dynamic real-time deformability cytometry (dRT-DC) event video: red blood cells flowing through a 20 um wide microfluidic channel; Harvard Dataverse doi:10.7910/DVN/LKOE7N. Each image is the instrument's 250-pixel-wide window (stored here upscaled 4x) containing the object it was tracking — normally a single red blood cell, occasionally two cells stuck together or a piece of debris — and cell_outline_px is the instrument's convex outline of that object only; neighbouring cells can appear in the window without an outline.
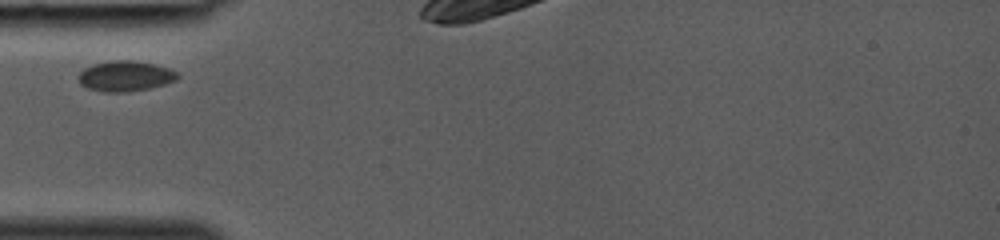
{"species": "common noctule bat (a hibernating species)", "species_latin": "Nyctalus noctula", "temperature_condition": "room temperature", "stored_images_in_passage": 22, "camera_frame_rate_fps": 3000, "um_per_image_px": 0.085, "animal": {"sex": "female", "body_mass_g": 19.0, "forearm_length_mm": 53.3}, "frame": {"image": 1, "passage_image": 1, "time_ms": 0.0, "image_size_px": [1000, 240], "cell_outline_px": [[180, 76], [176, 80], [164, 84], [148, 88], [124, 92], [104, 92], [88, 88], [80, 84], [76, 80], [76, 76], [84, 68], [92, 64], [112, 60], [132, 60], [152, 64], [168, 68], [176, 72]], "centroid_in_image_um": [10.59, 6.46], "position_along_channel_um": 74.4, "area_um2": 17.57}}